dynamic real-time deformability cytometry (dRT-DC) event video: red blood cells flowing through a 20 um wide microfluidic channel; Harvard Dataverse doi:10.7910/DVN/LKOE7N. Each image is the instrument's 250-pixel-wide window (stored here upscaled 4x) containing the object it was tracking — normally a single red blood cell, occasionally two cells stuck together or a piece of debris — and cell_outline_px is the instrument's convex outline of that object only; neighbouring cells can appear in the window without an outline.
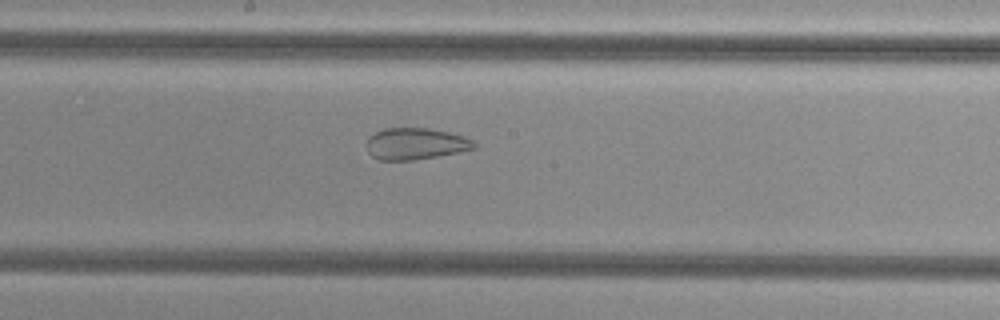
{"species": "common noctule bat (a hibernating species)", "species_latin": "Nyctalus noctula", "temperature_condition": "cold", "stored_images_in_passage": 55, "camera_frame_rate_fps": 3000, "um_per_image_px": 0.085, "animal": {"sex": "female", "body_mass_g": 29.2, "forearm_length_mm": 56.3}, "frame": {"image": 1, "passage_image": 30, "time_ms": 9.667, "image_size_px": [1000, 320], "cell_outline_px": [[476, 148], [436, 156], [412, 160], [380, 160], [372, 156], [368, 152], [368, 136], [384, 128], [428, 128], [448, 132], [464, 136], [472, 140], [476, 144]], "centroid_in_image_um": [35.31, 12.21], "position_along_channel_um": 212.9, "area_um2": 19.59}}
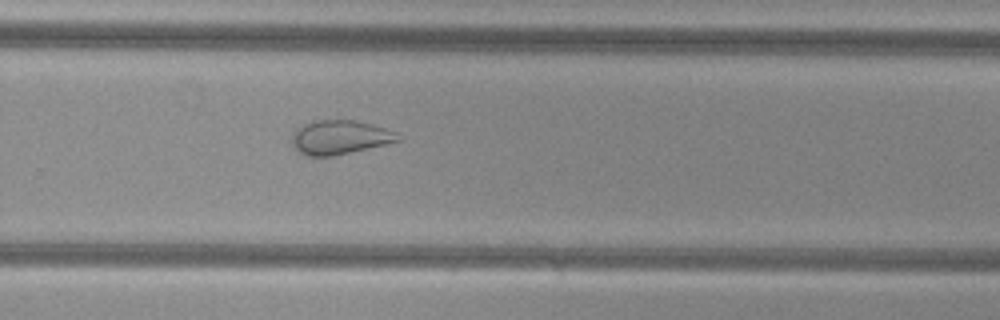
{"frame": {"image": 2, "passage_image": 37, "time_ms": 12.0, "image_size_px": [1000, 320], "cell_outline_px": [[404, 140], [388, 144], [332, 156], [308, 156], [300, 152], [292, 144], [292, 132], [304, 124], [312, 120], [352, 120], [372, 124], [396, 132]], "centroid_in_image_um": [28.91, 11.67], "position_along_channel_um": 300.9, "area_um2": 21.1}}
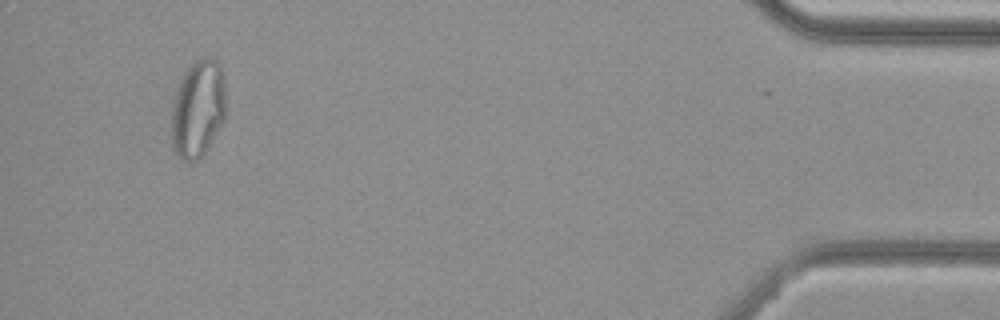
{"frame": {"image": 3, "passage_image": 52, "time_ms": 17.0, "image_size_px": [1000, 320], "cell_outline_px": [[224, 120], [208, 148], [192, 164], [180, 160], [172, 148], [172, 108], [176, 92], [180, 80], [184, 72], [200, 56], [208, 56], [216, 60], [220, 64], [224, 84]], "centroid_in_image_um": [16.81, 9.26], "position_along_channel_um": 418.4, "area_um2": 30.98}, "authors_computed_cell_mechanics": {"area_um2": 29.8248, "velocity_mm_per_s": 3.7795, "shape_relaxation_time_tau1_ms": null, "shape_relaxation_time_tau2_ms": 1.2222, "deformation_change_tau1": null, "deformation_change_tau2": 0.0756}}